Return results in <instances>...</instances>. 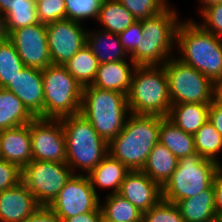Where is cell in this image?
Segmentation results:
<instances>
[{
  "label": "cell",
  "instance_id": "16",
  "mask_svg": "<svg viewBox=\"0 0 222 222\" xmlns=\"http://www.w3.org/2000/svg\"><path fill=\"white\" fill-rule=\"evenodd\" d=\"M119 195L136 206L142 213L162 199V187L142 170H130L121 184Z\"/></svg>",
  "mask_w": 222,
  "mask_h": 222
},
{
  "label": "cell",
  "instance_id": "11",
  "mask_svg": "<svg viewBox=\"0 0 222 222\" xmlns=\"http://www.w3.org/2000/svg\"><path fill=\"white\" fill-rule=\"evenodd\" d=\"M48 207L61 222L78 214L101 210L100 197L86 174H73Z\"/></svg>",
  "mask_w": 222,
  "mask_h": 222
},
{
  "label": "cell",
  "instance_id": "43",
  "mask_svg": "<svg viewBox=\"0 0 222 222\" xmlns=\"http://www.w3.org/2000/svg\"><path fill=\"white\" fill-rule=\"evenodd\" d=\"M101 210H94L89 213L78 214L76 216L66 218L63 222H101Z\"/></svg>",
  "mask_w": 222,
  "mask_h": 222
},
{
  "label": "cell",
  "instance_id": "1",
  "mask_svg": "<svg viewBox=\"0 0 222 222\" xmlns=\"http://www.w3.org/2000/svg\"><path fill=\"white\" fill-rule=\"evenodd\" d=\"M176 47L183 63L194 67L214 83L222 79V39L197 22L184 20L176 32Z\"/></svg>",
  "mask_w": 222,
  "mask_h": 222
},
{
  "label": "cell",
  "instance_id": "20",
  "mask_svg": "<svg viewBox=\"0 0 222 222\" xmlns=\"http://www.w3.org/2000/svg\"><path fill=\"white\" fill-rule=\"evenodd\" d=\"M184 222H216L213 185L199 194L176 203Z\"/></svg>",
  "mask_w": 222,
  "mask_h": 222
},
{
  "label": "cell",
  "instance_id": "45",
  "mask_svg": "<svg viewBox=\"0 0 222 222\" xmlns=\"http://www.w3.org/2000/svg\"><path fill=\"white\" fill-rule=\"evenodd\" d=\"M8 38V33L6 30L5 16L0 13V42Z\"/></svg>",
  "mask_w": 222,
  "mask_h": 222
},
{
  "label": "cell",
  "instance_id": "34",
  "mask_svg": "<svg viewBox=\"0 0 222 222\" xmlns=\"http://www.w3.org/2000/svg\"><path fill=\"white\" fill-rule=\"evenodd\" d=\"M134 17L140 21L152 17L163 11L168 5V0H117Z\"/></svg>",
  "mask_w": 222,
  "mask_h": 222
},
{
  "label": "cell",
  "instance_id": "10",
  "mask_svg": "<svg viewBox=\"0 0 222 222\" xmlns=\"http://www.w3.org/2000/svg\"><path fill=\"white\" fill-rule=\"evenodd\" d=\"M74 173L66 163L32 160L21 169V182L40 206H49Z\"/></svg>",
  "mask_w": 222,
  "mask_h": 222
},
{
  "label": "cell",
  "instance_id": "2",
  "mask_svg": "<svg viewBox=\"0 0 222 222\" xmlns=\"http://www.w3.org/2000/svg\"><path fill=\"white\" fill-rule=\"evenodd\" d=\"M159 131L160 116L130 114L122 131L109 143V153L129 170H142L159 142Z\"/></svg>",
  "mask_w": 222,
  "mask_h": 222
},
{
  "label": "cell",
  "instance_id": "3",
  "mask_svg": "<svg viewBox=\"0 0 222 222\" xmlns=\"http://www.w3.org/2000/svg\"><path fill=\"white\" fill-rule=\"evenodd\" d=\"M80 113L108 144L122 131L131 114L126 94L92 85L82 89Z\"/></svg>",
  "mask_w": 222,
  "mask_h": 222
},
{
  "label": "cell",
  "instance_id": "40",
  "mask_svg": "<svg viewBox=\"0 0 222 222\" xmlns=\"http://www.w3.org/2000/svg\"><path fill=\"white\" fill-rule=\"evenodd\" d=\"M23 222H61V220L49 207L41 206Z\"/></svg>",
  "mask_w": 222,
  "mask_h": 222
},
{
  "label": "cell",
  "instance_id": "29",
  "mask_svg": "<svg viewBox=\"0 0 222 222\" xmlns=\"http://www.w3.org/2000/svg\"><path fill=\"white\" fill-rule=\"evenodd\" d=\"M100 204L102 220L114 222H142V212L118 193L106 195Z\"/></svg>",
  "mask_w": 222,
  "mask_h": 222
},
{
  "label": "cell",
  "instance_id": "24",
  "mask_svg": "<svg viewBox=\"0 0 222 222\" xmlns=\"http://www.w3.org/2000/svg\"><path fill=\"white\" fill-rule=\"evenodd\" d=\"M178 164V159L163 144L158 142L148 155L142 171L163 187L170 179Z\"/></svg>",
  "mask_w": 222,
  "mask_h": 222
},
{
  "label": "cell",
  "instance_id": "47",
  "mask_svg": "<svg viewBox=\"0 0 222 222\" xmlns=\"http://www.w3.org/2000/svg\"><path fill=\"white\" fill-rule=\"evenodd\" d=\"M200 2H202L201 4H203V6L200 5V7H203V8H200L201 12L208 6L210 5H213V4H216V3H220L222 2V0H199Z\"/></svg>",
  "mask_w": 222,
  "mask_h": 222
},
{
  "label": "cell",
  "instance_id": "31",
  "mask_svg": "<svg viewBox=\"0 0 222 222\" xmlns=\"http://www.w3.org/2000/svg\"><path fill=\"white\" fill-rule=\"evenodd\" d=\"M193 137L196 153L221 165L217 155L222 151V136L215 127L207 121Z\"/></svg>",
  "mask_w": 222,
  "mask_h": 222
},
{
  "label": "cell",
  "instance_id": "37",
  "mask_svg": "<svg viewBox=\"0 0 222 222\" xmlns=\"http://www.w3.org/2000/svg\"><path fill=\"white\" fill-rule=\"evenodd\" d=\"M200 13L204 21L199 25L205 31L222 39V2L210 5Z\"/></svg>",
  "mask_w": 222,
  "mask_h": 222
},
{
  "label": "cell",
  "instance_id": "23",
  "mask_svg": "<svg viewBox=\"0 0 222 222\" xmlns=\"http://www.w3.org/2000/svg\"><path fill=\"white\" fill-rule=\"evenodd\" d=\"M92 33L93 32L88 31L86 45L96 56L99 64L127 60L129 58L120 43L118 34L103 29Z\"/></svg>",
  "mask_w": 222,
  "mask_h": 222
},
{
  "label": "cell",
  "instance_id": "6",
  "mask_svg": "<svg viewBox=\"0 0 222 222\" xmlns=\"http://www.w3.org/2000/svg\"><path fill=\"white\" fill-rule=\"evenodd\" d=\"M126 97L131 114L167 117L172 102L164 67L137 66Z\"/></svg>",
  "mask_w": 222,
  "mask_h": 222
},
{
  "label": "cell",
  "instance_id": "8",
  "mask_svg": "<svg viewBox=\"0 0 222 222\" xmlns=\"http://www.w3.org/2000/svg\"><path fill=\"white\" fill-rule=\"evenodd\" d=\"M44 119H61L80 113L82 86L63 65H49L42 70Z\"/></svg>",
  "mask_w": 222,
  "mask_h": 222
},
{
  "label": "cell",
  "instance_id": "13",
  "mask_svg": "<svg viewBox=\"0 0 222 222\" xmlns=\"http://www.w3.org/2000/svg\"><path fill=\"white\" fill-rule=\"evenodd\" d=\"M53 65H64L87 43L88 30L81 23L64 19L46 25Z\"/></svg>",
  "mask_w": 222,
  "mask_h": 222
},
{
  "label": "cell",
  "instance_id": "42",
  "mask_svg": "<svg viewBox=\"0 0 222 222\" xmlns=\"http://www.w3.org/2000/svg\"><path fill=\"white\" fill-rule=\"evenodd\" d=\"M208 121L222 136V106L215 101L210 103L208 111Z\"/></svg>",
  "mask_w": 222,
  "mask_h": 222
},
{
  "label": "cell",
  "instance_id": "7",
  "mask_svg": "<svg viewBox=\"0 0 222 222\" xmlns=\"http://www.w3.org/2000/svg\"><path fill=\"white\" fill-rule=\"evenodd\" d=\"M221 168L197 153L179 158L175 171L162 187L163 200L176 204L207 190Z\"/></svg>",
  "mask_w": 222,
  "mask_h": 222
},
{
  "label": "cell",
  "instance_id": "5",
  "mask_svg": "<svg viewBox=\"0 0 222 222\" xmlns=\"http://www.w3.org/2000/svg\"><path fill=\"white\" fill-rule=\"evenodd\" d=\"M177 10L167 6L160 13L141 20L140 47L129 56L137 66L163 65L176 48V32L179 23Z\"/></svg>",
  "mask_w": 222,
  "mask_h": 222
},
{
  "label": "cell",
  "instance_id": "14",
  "mask_svg": "<svg viewBox=\"0 0 222 222\" xmlns=\"http://www.w3.org/2000/svg\"><path fill=\"white\" fill-rule=\"evenodd\" d=\"M8 39L13 43L25 67L43 70L51 65L46 25L37 23L12 31Z\"/></svg>",
  "mask_w": 222,
  "mask_h": 222
},
{
  "label": "cell",
  "instance_id": "22",
  "mask_svg": "<svg viewBox=\"0 0 222 222\" xmlns=\"http://www.w3.org/2000/svg\"><path fill=\"white\" fill-rule=\"evenodd\" d=\"M209 106L202 103L174 104L166 118L184 132L194 135L208 121Z\"/></svg>",
  "mask_w": 222,
  "mask_h": 222
},
{
  "label": "cell",
  "instance_id": "26",
  "mask_svg": "<svg viewBox=\"0 0 222 222\" xmlns=\"http://www.w3.org/2000/svg\"><path fill=\"white\" fill-rule=\"evenodd\" d=\"M34 118L14 93L0 88V131L29 124Z\"/></svg>",
  "mask_w": 222,
  "mask_h": 222
},
{
  "label": "cell",
  "instance_id": "48",
  "mask_svg": "<svg viewBox=\"0 0 222 222\" xmlns=\"http://www.w3.org/2000/svg\"><path fill=\"white\" fill-rule=\"evenodd\" d=\"M101 222H114V221H110V220H101Z\"/></svg>",
  "mask_w": 222,
  "mask_h": 222
},
{
  "label": "cell",
  "instance_id": "44",
  "mask_svg": "<svg viewBox=\"0 0 222 222\" xmlns=\"http://www.w3.org/2000/svg\"><path fill=\"white\" fill-rule=\"evenodd\" d=\"M214 101L222 106V79L215 82Z\"/></svg>",
  "mask_w": 222,
  "mask_h": 222
},
{
  "label": "cell",
  "instance_id": "39",
  "mask_svg": "<svg viewBox=\"0 0 222 222\" xmlns=\"http://www.w3.org/2000/svg\"><path fill=\"white\" fill-rule=\"evenodd\" d=\"M21 182V169L14 163L0 159V192Z\"/></svg>",
  "mask_w": 222,
  "mask_h": 222
},
{
  "label": "cell",
  "instance_id": "4",
  "mask_svg": "<svg viewBox=\"0 0 222 222\" xmlns=\"http://www.w3.org/2000/svg\"><path fill=\"white\" fill-rule=\"evenodd\" d=\"M66 139V164L88 175L109 153V144L81 114L61 118ZM81 169V170H80Z\"/></svg>",
  "mask_w": 222,
  "mask_h": 222
},
{
  "label": "cell",
  "instance_id": "41",
  "mask_svg": "<svg viewBox=\"0 0 222 222\" xmlns=\"http://www.w3.org/2000/svg\"><path fill=\"white\" fill-rule=\"evenodd\" d=\"M213 189L215 196V213L219 220L222 217V168L214 178Z\"/></svg>",
  "mask_w": 222,
  "mask_h": 222
},
{
  "label": "cell",
  "instance_id": "21",
  "mask_svg": "<svg viewBox=\"0 0 222 222\" xmlns=\"http://www.w3.org/2000/svg\"><path fill=\"white\" fill-rule=\"evenodd\" d=\"M130 170L108 153L103 160L87 175L93 189L97 193L99 188H111V194L119 193L121 184Z\"/></svg>",
  "mask_w": 222,
  "mask_h": 222
},
{
  "label": "cell",
  "instance_id": "32",
  "mask_svg": "<svg viewBox=\"0 0 222 222\" xmlns=\"http://www.w3.org/2000/svg\"><path fill=\"white\" fill-rule=\"evenodd\" d=\"M24 67L13 43L7 38L0 42V88H5Z\"/></svg>",
  "mask_w": 222,
  "mask_h": 222
},
{
  "label": "cell",
  "instance_id": "30",
  "mask_svg": "<svg viewBox=\"0 0 222 222\" xmlns=\"http://www.w3.org/2000/svg\"><path fill=\"white\" fill-rule=\"evenodd\" d=\"M5 21L8 35L16 29L39 23L35 0H12Z\"/></svg>",
  "mask_w": 222,
  "mask_h": 222
},
{
  "label": "cell",
  "instance_id": "36",
  "mask_svg": "<svg viewBox=\"0 0 222 222\" xmlns=\"http://www.w3.org/2000/svg\"><path fill=\"white\" fill-rule=\"evenodd\" d=\"M38 20L42 24H49L66 19L65 0H40L36 2Z\"/></svg>",
  "mask_w": 222,
  "mask_h": 222
},
{
  "label": "cell",
  "instance_id": "38",
  "mask_svg": "<svg viewBox=\"0 0 222 222\" xmlns=\"http://www.w3.org/2000/svg\"><path fill=\"white\" fill-rule=\"evenodd\" d=\"M142 31L141 20H137L126 30L118 34L120 43L129 56L137 47H140L141 37H143Z\"/></svg>",
  "mask_w": 222,
  "mask_h": 222
},
{
  "label": "cell",
  "instance_id": "17",
  "mask_svg": "<svg viewBox=\"0 0 222 222\" xmlns=\"http://www.w3.org/2000/svg\"><path fill=\"white\" fill-rule=\"evenodd\" d=\"M39 207L22 182L0 192V222H23Z\"/></svg>",
  "mask_w": 222,
  "mask_h": 222
},
{
  "label": "cell",
  "instance_id": "12",
  "mask_svg": "<svg viewBox=\"0 0 222 222\" xmlns=\"http://www.w3.org/2000/svg\"><path fill=\"white\" fill-rule=\"evenodd\" d=\"M29 130L33 160L66 163V139L60 119L34 118Z\"/></svg>",
  "mask_w": 222,
  "mask_h": 222
},
{
  "label": "cell",
  "instance_id": "27",
  "mask_svg": "<svg viewBox=\"0 0 222 222\" xmlns=\"http://www.w3.org/2000/svg\"><path fill=\"white\" fill-rule=\"evenodd\" d=\"M63 66L83 88L93 83L99 62L91 49L85 45Z\"/></svg>",
  "mask_w": 222,
  "mask_h": 222
},
{
  "label": "cell",
  "instance_id": "28",
  "mask_svg": "<svg viewBox=\"0 0 222 222\" xmlns=\"http://www.w3.org/2000/svg\"><path fill=\"white\" fill-rule=\"evenodd\" d=\"M97 21L102 24L101 29L119 34L137 20L117 0H104Z\"/></svg>",
  "mask_w": 222,
  "mask_h": 222
},
{
  "label": "cell",
  "instance_id": "9",
  "mask_svg": "<svg viewBox=\"0 0 222 222\" xmlns=\"http://www.w3.org/2000/svg\"><path fill=\"white\" fill-rule=\"evenodd\" d=\"M172 105L181 103L210 104L214 101L215 83L175 56L163 65Z\"/></svg>",
  "mask_w": 222,
  "mask_h": 222
},
{
  "label": "cell",
  "instance_id": "19",
  "mask_svg": "<svg viewBox=\"0 0 222 222\" xmlns=\"http://www.w3.org/2000/svg\"><path fill=\"white\" fill-rule=\"evenodd\" d=\"M99 64L92 86L128 94L137 65L131 59Z\"/></svg>",
  "mask_w": 222,
  "mask_h": 222
},
{
  "label": "cell",
  "instance_id": "35",
  "mask_svg": "<svg viewBox=\"0 0 222 222\" xmlns=\"http://www.w3.org/2000/svg\"><path fill=\"white\" fill-rule=\"evenodd\" d=\"M142 222H184L175 203L161 200L158 204L142 213Z\"/></svg>",
  "mask_w": 222,
  "mask_h": 222
},
{
  "label": "cell",
  "instance_id": "33",
  "mask_svg": "<svg viewBox=\"0 0 222 222\" xmlns=\"http://www.w3.org/2000/svg\"><path fill=\"white\" fill-rule=\"evenodd\" d=\"M104 0H65L66 19L83 24V20H97ZM95 18V19H94Z\"/></svg>",
  "mask_w": 222,
  "mask_h": 222
},
{
  "label": "cell",
  "instance_id": "46",
  "mask_svg": "<svg viewBox=\"0 0 222 222\" xmlns=\"http://www.w3.org/2000/svg\"><path fill=\"white\" fill-rule=\"evenodd\" d=\"M12 0H0V13L4 16L9 12V3Z\"/></svg>",
  "mask_w": 222,
  "mask_h": 222
},
{
  "label": "cell",
  "instance_id": "25",
  "mask_svg": "<svg viewBox=\"0 0 222 222\" xmlns=\"http://www.w3.org/2000/svg\"><path fill=\"white\" fill-rule=\"evenodd\" d=\"M159 142L179 159L195 154L194 137L175 126L166 117L160 116Z\"/></svg>",
  "mask_w": 222,
  "mask_h": 222
},
{
  "label": "cell",
  "instance_id": "15",
  "mask_svg": "<svg viewBox=\"0 0 222 222\" xmlns=\"http://www.w3.org/2000/svg\"><path fill=\"white\" fill-rule=\"evenodd\" d=\"M5 89L14 93L35 118L44 119L42 70L24 66Z\"/></svg>",
  "mask_w": 222,
  "mask_h": 222
},
{
  "label": "cell",
  "instance_id": "18",
  "mask_svg": "<svg viewBox=\"0 0 222 222\" xmlns=\"http://www.w3.org/2000/svg\"><path fill=\"white\" fill-rule=\"evenodd\" d=\"M0 159L20 169L33 160L29 124L0 131Z\"/></svg>",
  "mask_w": 222,
  "mask_h": 222
}]
</instances>
